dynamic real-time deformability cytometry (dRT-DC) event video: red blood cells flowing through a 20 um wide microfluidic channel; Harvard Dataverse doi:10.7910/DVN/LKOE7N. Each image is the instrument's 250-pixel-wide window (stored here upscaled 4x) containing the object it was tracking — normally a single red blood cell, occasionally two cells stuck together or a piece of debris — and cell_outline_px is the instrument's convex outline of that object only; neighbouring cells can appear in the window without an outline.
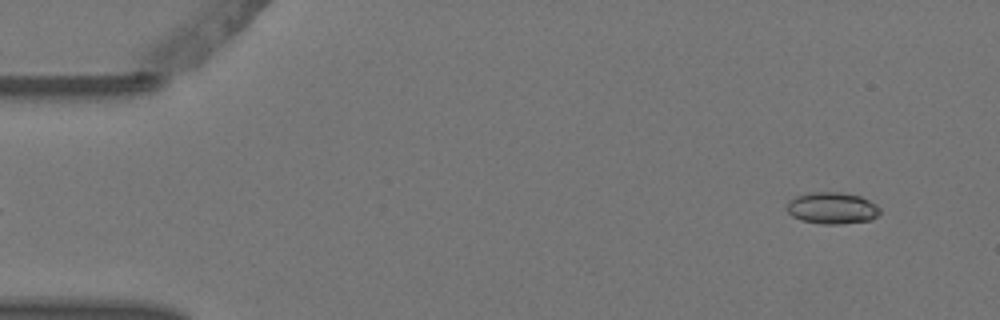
{"species": "Egyptian fruit bat (a non-hibernating species)", "species_latin": "Rousettus aegyptiacus", "temperature_condition": "warm", "stored_images_in_passage": 5, "camera_frame_rate_fps": 3000, "um_per_image_px": 0.085, "animal": {"sex": "female"}, "frame": {"image": 1, "passage_image": 5, "time_ms": 1.333, "image_size_px": [1000, 320], "cell_outline_px": [[880, 212], [872, 220], [840, 224], [824, 224], [800, 220], [792, 216], [788, 212], [788, 204], [796, 196], [812, 192], [840, 192], [860, 196], [876, 204], [880, 208]], "centroid_in_image_um": [70.76, 17.69], "position_along_channel_um": 14.2, "area_um2": 17.05}}